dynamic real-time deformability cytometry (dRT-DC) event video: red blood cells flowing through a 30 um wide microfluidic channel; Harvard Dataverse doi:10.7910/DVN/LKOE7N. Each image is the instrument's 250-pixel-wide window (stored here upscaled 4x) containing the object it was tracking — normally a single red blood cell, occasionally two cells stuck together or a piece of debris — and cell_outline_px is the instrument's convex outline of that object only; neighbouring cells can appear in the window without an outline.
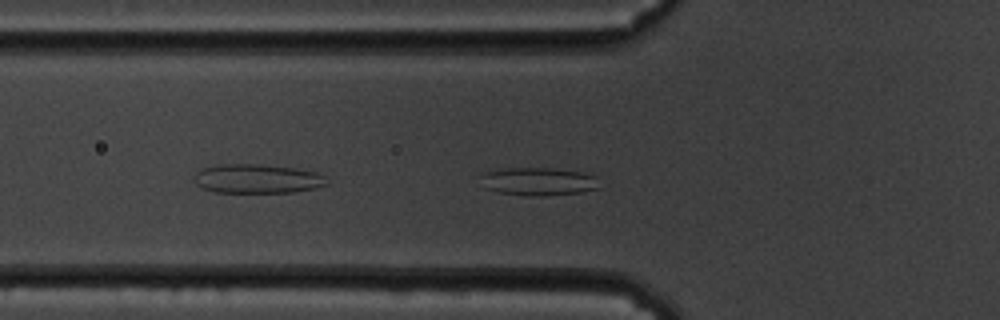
{"species": "common noctule bat (a hibernating species)", "species_latin": "Nyctalus noctula", "temperature_condition": "cold", "stored_images_in_passage": 42, "camera_frame_rate_fps": 3000, "um_per_image_px": 0.085, "animal": {"sex": "male", "body_mass_g": 19.5, "forearm_length_mm": 54.6}, "frame": {"image": 1, "passage_image": 3, "time_ms": 0.667, "image_size_px": [1000, 320], "cell_outline_px": [[600, 188], [580, 192], [544, 196], [528, 196], [500, 192], [484, 188], [480, 176], [484, 172], [504, 168], [552, 168], [580, 172], [596, 176]], "centroid_in_image_um": [45.75, 15.42], "position_along_channel_um": 80.1, "area_um2": 19.42}}
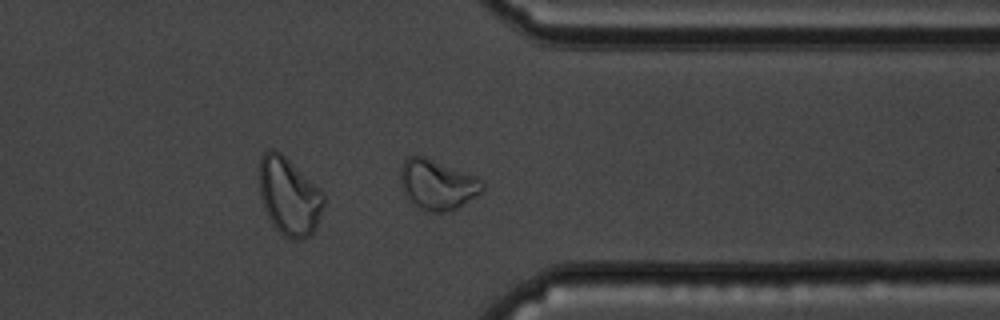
{"frame": {"image": 2, "passage_image": 29, "time_ms": 9.333, "image_size_px": [1000, 320], "cell_outline_px": [[484, 188], [480, 192], [452, 212], [428, 212], [420, 208], [408, 200], [404, 192], [400, 180], [400, 168], [404, 160], [408, 156], [424, 156], [476, 176], [484, 184]], "centroid_in_image_um": [37.15, 15.7], "position_along_channel_um": 374.3, "area_um2": 23.87}}
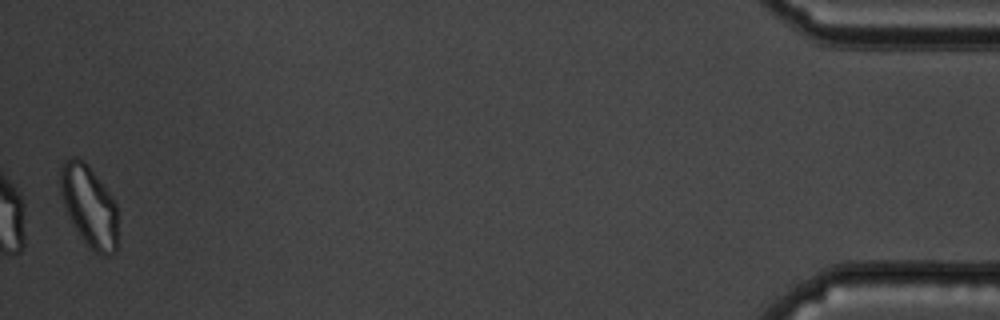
{"frame": {"image": 3, "passage_image": 41, "time_ms": 13.333, "image_size_px": [1000, 320], "cell_outline_px": [[116, 252], [112, 256], [104, 256], [96, 252], [84, 244], [64, 208], [60, 196], [60, 168], [64, 160], [68, 156], [76, 156], [84, 160], [88, 164], [108, 192], [116, 204]], "centroid_in_image_um": [7.53, 17.5], "position_along_channel_um": 427.7, "area_um2": 27.51}, "authors_computed_cell_mechanics": {"area_um2": 17.7157, "velocity_mm_per_s": 3.4201, "shape_relaxation_time_tau1_ms": null, "shape_relaxation_time_tau2_ms": 3.7578, "deformation_change_tau1": null, "deformation_change_tau2": 0.0946}}